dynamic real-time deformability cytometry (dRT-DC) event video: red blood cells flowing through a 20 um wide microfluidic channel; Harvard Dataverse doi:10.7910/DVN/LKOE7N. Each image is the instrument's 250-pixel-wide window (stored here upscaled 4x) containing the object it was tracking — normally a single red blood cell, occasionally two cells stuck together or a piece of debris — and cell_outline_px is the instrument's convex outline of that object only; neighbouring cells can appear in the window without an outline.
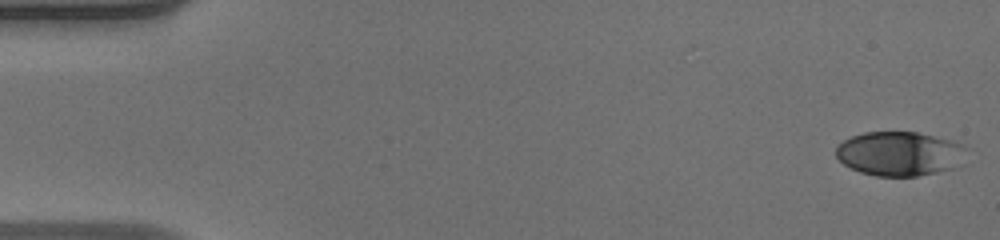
{"species": "human", "species_latin": "Homo sapiens", "temperature_condition": "warm", "stored_images_in_passage": 51, "camera_frame_rate_fps": 3000, "um_per_image_px": 0.085, "donor": {"sex": "male"}, "frame": {"image": 1, "passage_image": 1, "time_ms": 0.0, "image_size_px": [1000, 240], "cell_outline_px": [[964, 148], [952, 168], [936, 172], [916, 176], [876, 176], [860, 172], [844, 164], [836, 156], [836, 148], [844, 140], [852, 136], [864, 132], [916, 132], [952, 140], [960, 144]], "centroid_in_image_um": [76.36, 13.05], "position_along_channel_um": 8.6, "area_um2": 32.83}}
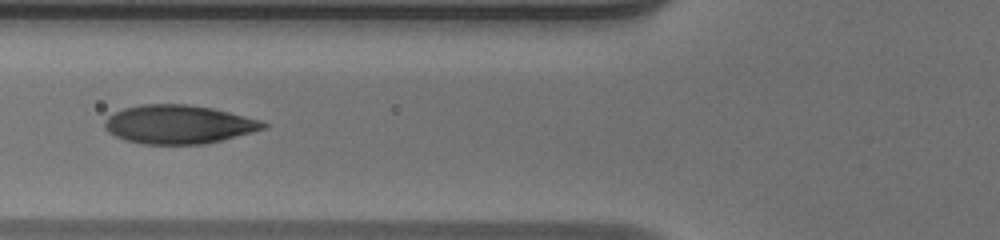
{"frame": {"image": 2, "passage_image": 20, "time_ms": 6.333, "image_size_px": [1000, 240], "cell_outline_px": [[268, 128], [204, 144], [144, 144], [124, 140], [108, 132], [104, 128], [104, 120], [108, 116], [124, 108], [140, 104], [188, 104], [212, 108], [260, 120], [268, 124]], "centroid_in_image_um": [15.15, 10.57], "position_along_channel_um": 110.6, "area_um2": 35.66}}
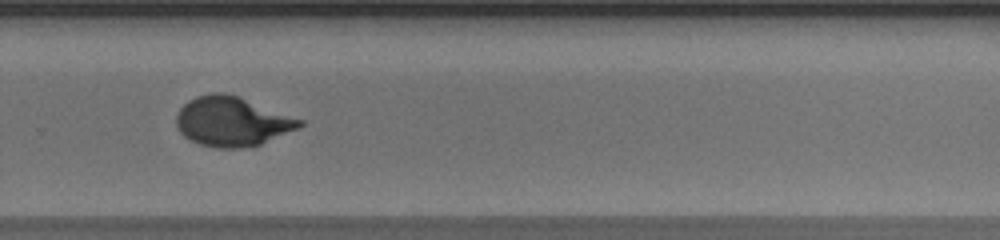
{"frame": {"image": 3, "passage_image": 35, "time_ms": 11.333, "image_size_px": [1000, 240], "cell_outline_px": [[304, 124], [296, 128], [260, 144], [240, 148], [216, 148], [200, 144], [184, 136], [180, 132], [176, 124], [176, 116], [180, 108], [188, 100], [196, 96], [212, 92], [224, 92], [236, 96], [304, 120]], "centroid_in_image_um": [19.68, 10.32], "position_along_channel_um": 310.1, "area_um2": 35.08}, "authors_computed_cell_mechanics": {"area_um2": 34.969, "velocity_mm_per_s": 3.9987, "shape_relaxation_time_tau1_ms": 6.0633, "shape_relaxation_time_tau2_ms": null, "deformation_change_tau1": 0.2575, "deformation_change_tau2": null}}